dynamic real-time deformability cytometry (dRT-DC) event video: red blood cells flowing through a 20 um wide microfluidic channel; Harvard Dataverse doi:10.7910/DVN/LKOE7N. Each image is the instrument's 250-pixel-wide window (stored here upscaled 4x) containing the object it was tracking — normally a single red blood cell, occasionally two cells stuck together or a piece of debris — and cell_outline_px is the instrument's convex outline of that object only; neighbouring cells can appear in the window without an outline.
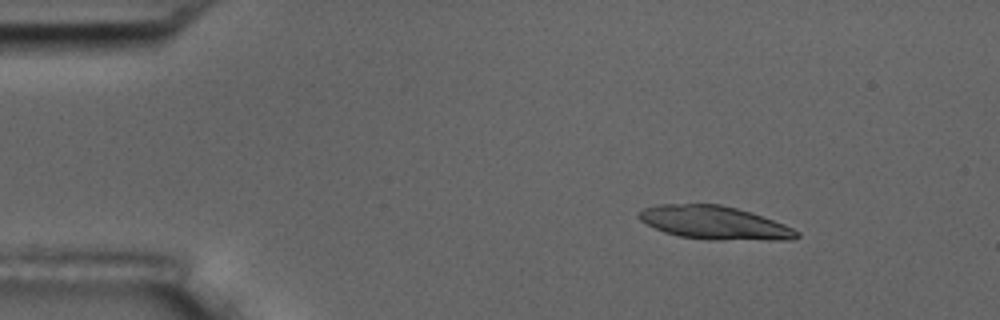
{"species": "common noctule bat (a hibernating species)", "species_latin": "Nyctalus noctula", "temperature_condition": "room temperature", "stored_images_in_passage": 3, "camera_frame_rate_fps": 3000, "um_per_image_px": 0.085, "animal": {"sex": "male", "body_mass_g": 17.5, "forearm_length_mm": 52.3}, "frame": {"image": 1, "passage_image": 1, "time_ms": 0.0, "image_size_px": [1000, 320], "cell_outline_px": [[800, 236], [792, 240], [708, 240], [680, 236], [664, 232], [640, 220], [636, 216], [644, 208], [656, 204], [720, 204], [736, 208], [784, 224], [800, 232]], "centroid_in_image_um": [60.73, 18.94], "position_along_channel_um": 24.3, "area_um2": 30.58}}